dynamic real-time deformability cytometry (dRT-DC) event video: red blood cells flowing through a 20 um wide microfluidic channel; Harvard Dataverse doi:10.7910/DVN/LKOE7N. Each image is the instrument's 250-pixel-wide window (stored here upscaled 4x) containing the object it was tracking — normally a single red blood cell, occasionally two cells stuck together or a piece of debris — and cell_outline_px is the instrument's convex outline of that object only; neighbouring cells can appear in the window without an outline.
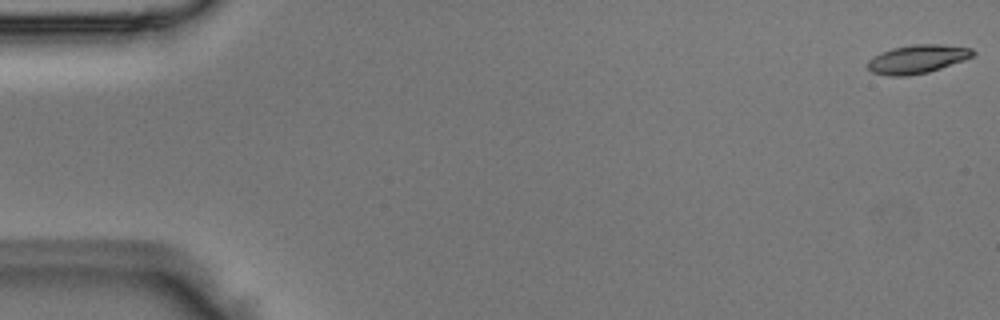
{"species": "Egyptian fruit bat (a non-hibernating species)", "species_latin": "Rousettus aegyptiacus", "temperature_condition": "room temperature", "stored_images_in_passage": 50, "camera_frame_rate_fps": 3000, "um_per_image_px": 0.085, "animal": {"sex": "male"}, "frame": {"image": 1, "passage_image": 1, "time_ms": 0.0, "image_size_px": [1000, 320], "cell_outline_px": [[976, 56], [928, 72], [908, 76], [888, 76], [872, 72], [868, 68], [868, 60], [872, 56], [880, 52], [892, 48], [912, 44], [940, 44], [972, 48], [976, 52]], "centroid_in_image_um": [77.98, 5.01], "position_along_channel_um": 7.0, "area_um2": 17.69}}
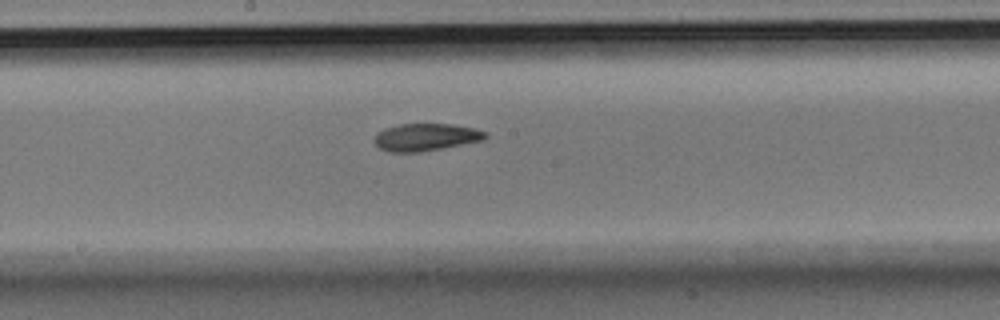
{"frame": {"image": 2, "passage_image": 27, "time_ms": 8.667, "image_size_px": [1000, 320], "cell_outline_px": [[488, 136], [484, 140], [420, 152], [388, 152], [380, 148], [372, 140], [376, 132], [400, 124], [448, 124], [476, 128], [488, 132]], "centroid_in_image_um": [36.2, 11.66], "position_along_channel_um": 212.0, "area_um2": 17.74}}
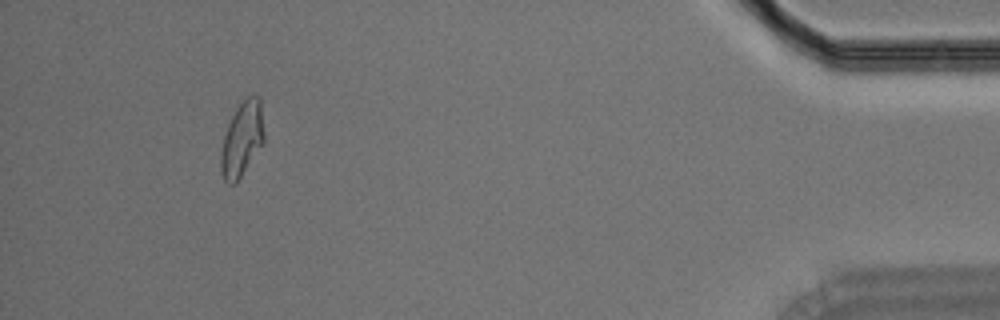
{"frame": {"image": 3, "passage_image": 47, "time_ms": 15.333, "image_size_px": [1000, 320], "cell_outline_px": [[264, 144], [236, 184], [228, 184], [224, 180], [220, 172], [220, 152], [224, 136], [228, 124], [236, 108], [248, 96], [260, 96], [264, 132]], "centroid_in_image_um": [20.57, 11.87], "position_along_channel_um": 414.6, "area_um2": 19.07}}